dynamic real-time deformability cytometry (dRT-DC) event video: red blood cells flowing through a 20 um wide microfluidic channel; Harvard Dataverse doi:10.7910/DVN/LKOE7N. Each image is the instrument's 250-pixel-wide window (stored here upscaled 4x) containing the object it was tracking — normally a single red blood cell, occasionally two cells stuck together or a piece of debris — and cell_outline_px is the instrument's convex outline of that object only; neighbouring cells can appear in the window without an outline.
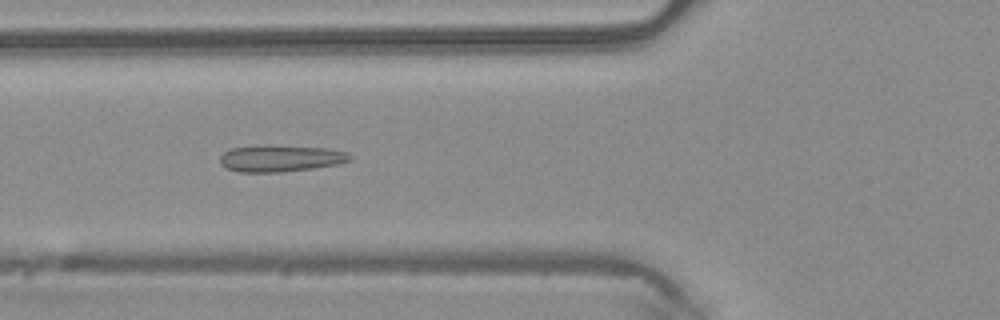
{"species": "common noctule bat (a hibernating species)", "species_latin": "Nyctalus noctula", "temperature_condition": "warm", "stored_images_in_passage": 40, "camera_frame_rate_fps": 3000, "um_per_image_px": 0.085, "animal": {"sex": "male", "body_mass_g": 20.4}, "frame": {"image": 1, "passage_image": 9, "time_ms": 2.667, "image_size_px": [1000, 320], "cell_outline_px": [[352, 160], [340, 164], [312, 168], [280, 172], [236, 172], [224, 168], [220, 164], [220, 156], [224, 152], [232, 148], [328, 148], [348, 152], [352, 156]], "centroid_in_image_um": [23.88, 13.52], "position_along_channel_um": 101.9, "area_um2": 19.25}}
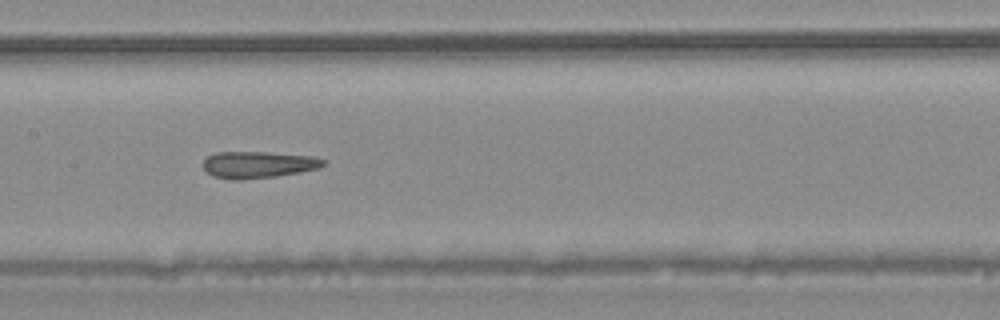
{"frame": {"image": 2, "passage_image": 15, "time_ms": 4.667, "image_size_px": [1000, 320], "cell_outline_px": [[328, 164], [320, 168], [300, 172], [276, 176], [244, 180], [228, 180], [212, 176], [204, 172], [204, 160], [208, 156], [216, 152], [264, 152], [312, 156], [328, 160]], "centroid_in_image_um": [21.96, 14.01], "position_along_channel_um": 185.4, "area_um2": 19.07}}
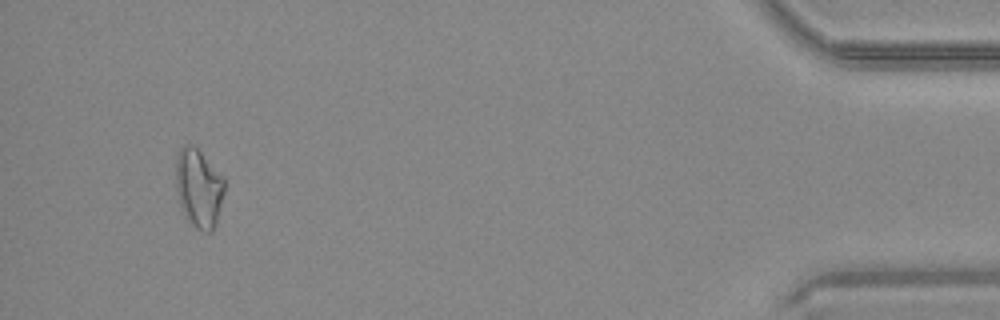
{"frame": {"image": 3, "passage_image": 37, "time_ms": 12.0, "image_size_px": [1000, 320], "cell_outline_px": [[224, 192], [216, 224], [212, 232], [204, 232], [196, 228], [184, 216], [180, 204], [176, 188], [176, 156], [180, 148], [184, 144], [192, 144], [224, 176]], "centroid_in_image_um": [16.89, 15.99], "position_along_channel_um": 418.3, "area_um2": 22.37}, "authors_computed_cell_mechanics": {"area_um2": 19.2474, "velocity_mm_per_s": 4.1504, "shape_relaxation_time_tau1_ms": null, "shape_relaxation_time_tau2_ms": 5.0933, "deformation_change_tau1": null, "deformation_change_tau2": 0.1381}}